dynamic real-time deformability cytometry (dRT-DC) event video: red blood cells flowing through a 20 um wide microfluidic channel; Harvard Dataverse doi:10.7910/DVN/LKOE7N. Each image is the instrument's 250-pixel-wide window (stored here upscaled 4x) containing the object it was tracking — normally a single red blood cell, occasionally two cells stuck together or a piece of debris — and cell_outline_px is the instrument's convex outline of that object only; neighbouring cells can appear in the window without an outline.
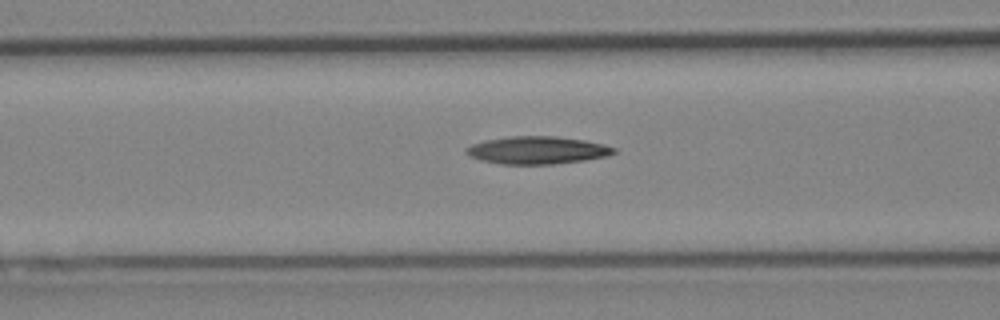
{"species": "Egyptian fruit bat (a non-hibernating species)", "species_latin": "Rousettus aegyptiacus", "temperature_condition": "cold", "stored_images_in_passage": 35, "camera_frame_rate_fps": 3000, "um_per_image_px": 0.085, "animal": {"sex": "female"}, "frame": {"image": 1, "passage_image": 16, "time_ms": 5.0, "image_size_px": [1000, 320], "cell_outline_px": [[616, 152], [608, 156], [584, 160], [552, 164], [500, 164], [480, 160], [468, 156], [464, 152], [464, 148], [472, 144], [484, 140], [508, 136], [556, 136], [584, 140], [604, 144], [616, 148]], "centroid_in_image_um": [45.63, 12.76], "position_along_channel_um": 121.0, "area_um2": 23.99}}
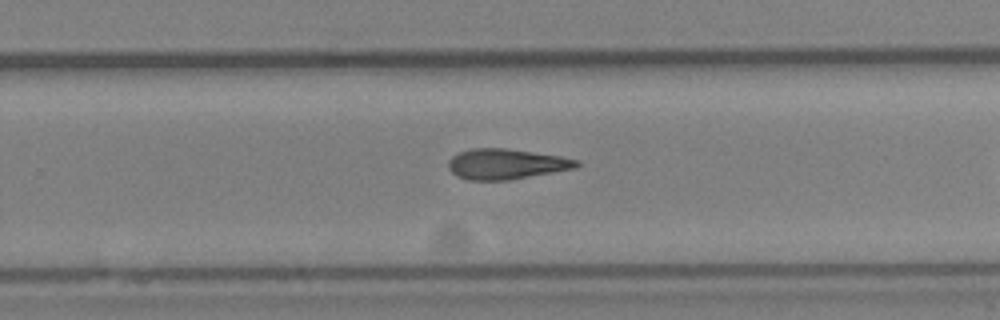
{"frame": {"image": 2, "passage_image": 28, "time_ms": 9.0, "image_size_px": [1000, 320], "cell_outline_px": [[580, 164], [576, 168], [508, 180], [468, 180], [456, 176], [448, 168], [448, 160], [452, 156], [460, 152], [472, 148], [508, 148], [560, 156], [580, 160]], "centroid_in_image_um": [43.01, 13.94], "position_along_channel_um": 286.8, "area_um2": 22.77}}
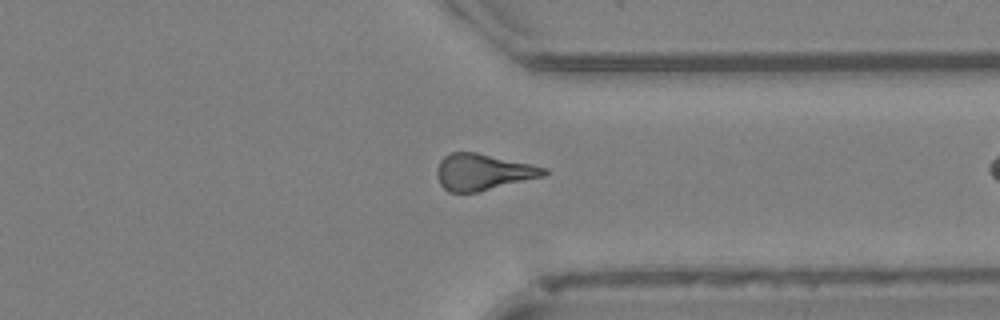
{"frame": {"image": 3, "passage_image": 34, "time_ms": 11.0, "image_size_px": [1000, 320], "cell_outline_px": [[548, 172], [544, 176], [480, 192], [448, 192], [440, 184], [436, 176], [436, 168], [440, 160], [444, 156], [452, 152], [476, 152], [532, 164], [548, 168]], "centroid_in_image_um": [41.04, 14.62], "position_along_channel_um": 370.4, "area_um2": 22.89}}